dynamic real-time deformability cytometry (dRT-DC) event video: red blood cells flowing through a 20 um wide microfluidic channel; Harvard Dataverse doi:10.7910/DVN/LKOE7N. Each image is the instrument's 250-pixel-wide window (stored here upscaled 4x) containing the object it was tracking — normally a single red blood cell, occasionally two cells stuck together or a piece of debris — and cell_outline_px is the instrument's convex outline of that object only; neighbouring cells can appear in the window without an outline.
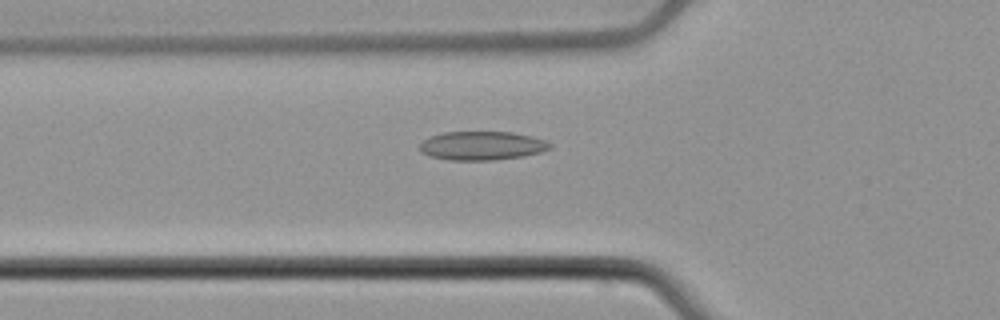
{"species": "common noctule bat (a hibernating species)", "species_latin": "Nyctalus noctula", "temperature_condition": "cold", "stored_images_in_passage": 54, "camera_frame_rate_fps": 3000, "um_per_image_px": 0.085, "animal": {"sex": "male", "body_mass_g": 21.5, "forearm_length_mm": 52.0}, "frame": {"image": 1, "passage_image": 19, "time_ms": 6.0, "image_size_px": [1000, 320], "cell_outline_px": [[552, 148], [540, 152], [524, 156], [492, 160], [448, 160], [428, 156], [420, 152], [420, 144], [424, 140], [432, 136], [444, 132], [512, 132], [532, 136], [544, 140], [552, 144]], "centroid_in_image_um": [40.97, 12.39], "position_along_channel_um": 84.8, "area_um2": 21.85}}
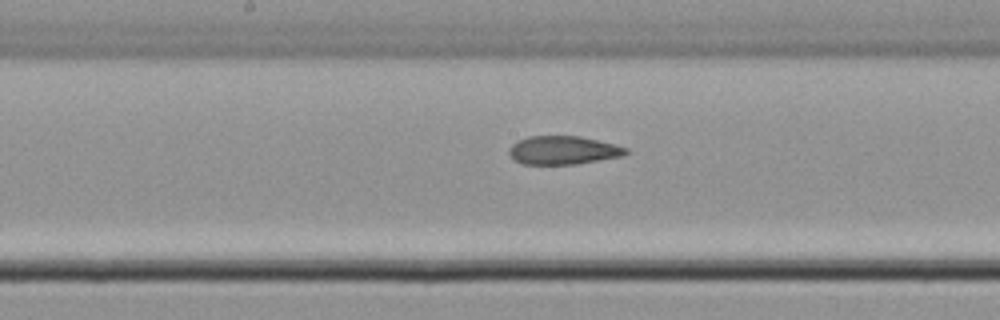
{"frame": {"image": 2, "passage_image": 28, "time_ms": 9.0, "image_size_px": [1000, 320], "cell_outline_px": [[628, 152], [624, 156], [576, 164], [520, 164], [512, 160], [508, 152], [508, 148], [516, 140], [528, 136], [580, 136], [616, 144], [628, 148]], "centroid_in_image_um": [47.84, 12.77], "position_along_channel_um": 200.4, "area_um2": 19.71}}
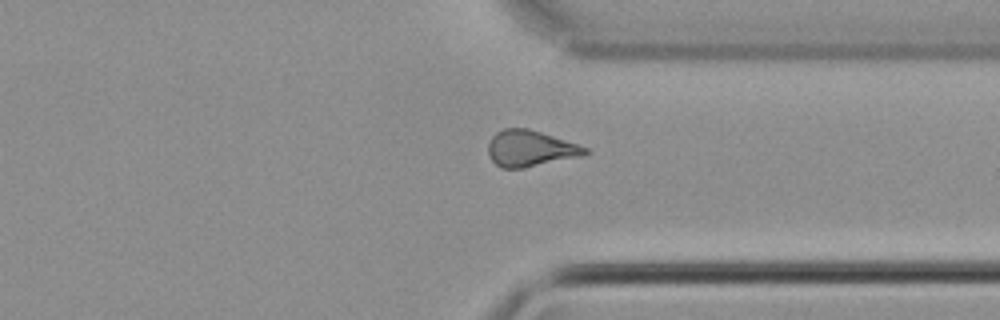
{"frame": {"image": 3, "passage_image": 41, "time_ms": 13.333, "image_size_px": [1000, 320], "cell_outline_px": [[588, 152], [580, 156], [524, 168], [500, 168], [492, 160], [488, 152], [488, 144], [492, 136], [496, 132], [504, 128], [528, 128], [588, 148]], "centroid_in_image_um": [45.02, 12.62], "position_along_channel_um": 366.4, "area_um2": 20.11}, "authors_computed_cell_mechanics": {"area_um2": 20.808, "velocity_mm_per_s": 3.8297, "shape_relaxation_time_tau1_ms": null, "shape_relaxation_time_tau2_ms": 3.5476, "deformation_change_tau1": null, "deformation_change_tau2": 0.1259}}